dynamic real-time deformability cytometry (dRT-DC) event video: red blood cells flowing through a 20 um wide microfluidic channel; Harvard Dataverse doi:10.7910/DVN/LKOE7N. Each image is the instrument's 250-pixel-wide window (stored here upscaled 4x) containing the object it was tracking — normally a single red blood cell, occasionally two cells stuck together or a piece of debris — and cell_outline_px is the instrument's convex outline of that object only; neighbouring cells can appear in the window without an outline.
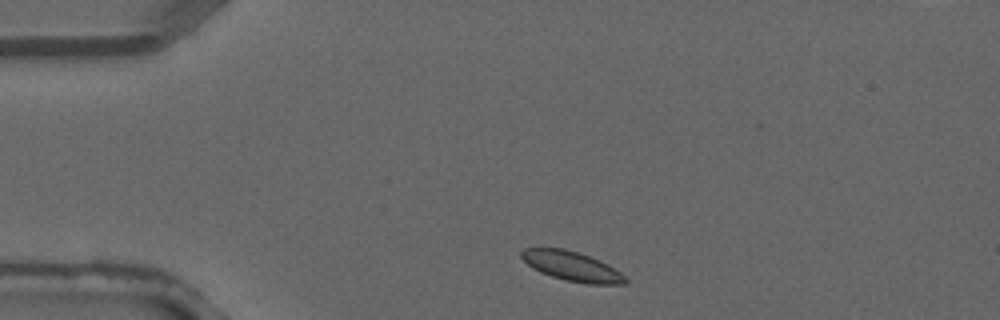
{"species": "common noctule bat (a hibernating species)", "species_latin": "Nyctalus noctula", "temperature_condition": "warm", "stored_images_in_passage": 1, "camera_frame_rate_fps": 3000, "um_per_image_px": 0.085, "animal": {"sex": "male", "forearm_length_mm": 52.5}, "frame": {"image": 1, "passage_image": 1, "time_ms": 0.0, "image_size_px": [1000, 320], "cell_outline_px": [[628, 284], [588, 284], [564, 280], [540, 272], [532, 268], [520, 256], [520, 252], [524, 248], [564, 248], [580, 252], [600, 260], [608, 264], [620, 272], [628, 280]], "centroid_in_image_um": [48.62, 22.62], "position_along_channel_um": 36.4, "area_um2": 18.03}}